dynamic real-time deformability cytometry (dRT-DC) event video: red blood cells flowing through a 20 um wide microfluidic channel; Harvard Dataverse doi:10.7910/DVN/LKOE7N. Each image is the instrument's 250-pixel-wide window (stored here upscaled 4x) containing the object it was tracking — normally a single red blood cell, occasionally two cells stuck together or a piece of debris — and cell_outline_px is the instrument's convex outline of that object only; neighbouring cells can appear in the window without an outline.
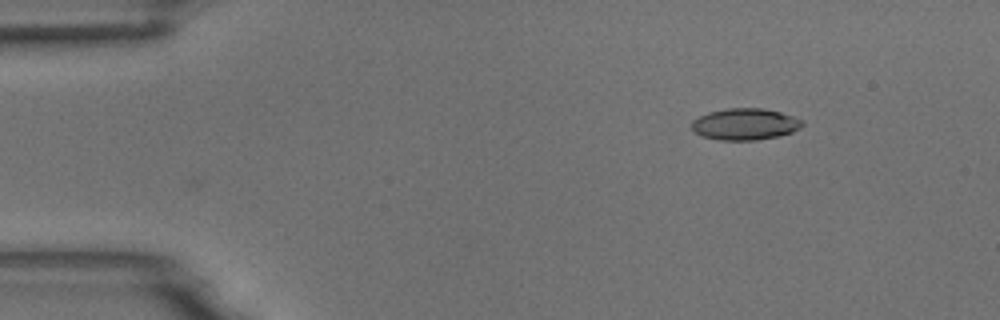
{"species": "common noctule bat (a hibernating species)", "species_latin": "Nyctalus noctula", "temperature_condition": "room temperature", "stored_images_in_passage": 37, "camera_frame_rate_fps": 3000, "um_per_image_px": 0.085, "animal": {"sex": "male", "body_mass_g": 18.8}, "frame": {"image": 1, "passage_image": 1, "time_ms": 0.0, "image_size_px": [1000, 320], "cell_outline_px": [[804, 124], [800, 128], [792, 132], [780, 136], [756, 140], [720, 140], [700, 136], [692, 128], [692, 120], [708, 112], [728, 108], [764, 108], [780, 112], [804, 120]], "centroid_in_image_um": [63.34, 10.55], "position_along_channel_um": 21.7, "area_um2": 20.46}}
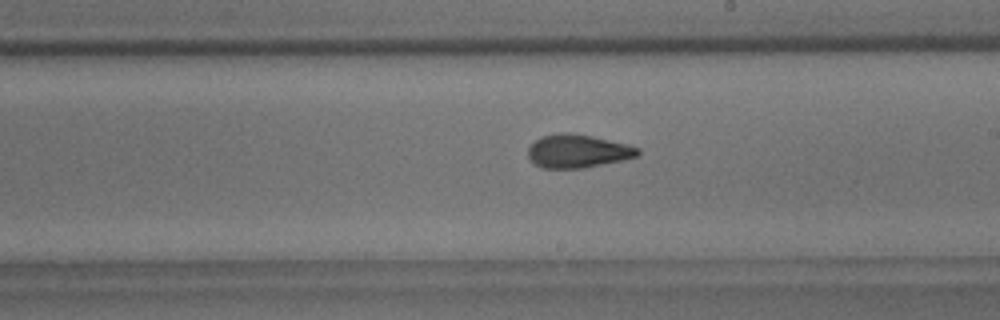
{"frame": {"image": 2, "passage_image": 25, "time_ms": 8.0, "image_size_px": [1000, 320], "cell_outline_px": [[640, 152], [636, 156], [620, 160], [584, 168], [544, 168], [536, 164], [528, 156], [528, 148], [540, 136], [560, 132], [572, 132], [592, 136], [628, 144], [640, 148]], "centroid_in_image_um": [49.1, 12.82], "position_along_channel_um": 239.9, "area_um2": 21.21}}
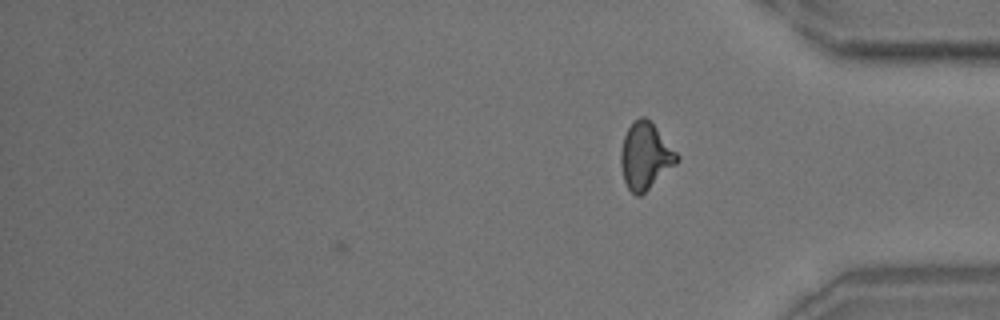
{"frame": {"image": 3, "passage_image": 37, "time_ms": 12.0, "image_size_px": [1000, 320], "cell_outline_px": [[680, 160], [676, 164], [640, 196], [636, 196], [628, 188], [624, 180], [620, 164], [620, 152], [624, 136], [632, 120], [640, 116], [644, 116], [656, 128], [680, 156]], "centroid_in_image_um": [54.84, 13.26], "position_along_channel_um": 380.4, "area_um2": 21.62}, "authors_computed_cell_mechanics": {"area_um2": 20.6924, "velocity_mm_per_s": 3.718, "shape_relaxation_time_tau1_ms": 6.9347, "shape_relaxation_time_tau2_ms": 1.927, "deformation_change_tau1": 0.1925, "deformation_change_tau2": 0.098}}